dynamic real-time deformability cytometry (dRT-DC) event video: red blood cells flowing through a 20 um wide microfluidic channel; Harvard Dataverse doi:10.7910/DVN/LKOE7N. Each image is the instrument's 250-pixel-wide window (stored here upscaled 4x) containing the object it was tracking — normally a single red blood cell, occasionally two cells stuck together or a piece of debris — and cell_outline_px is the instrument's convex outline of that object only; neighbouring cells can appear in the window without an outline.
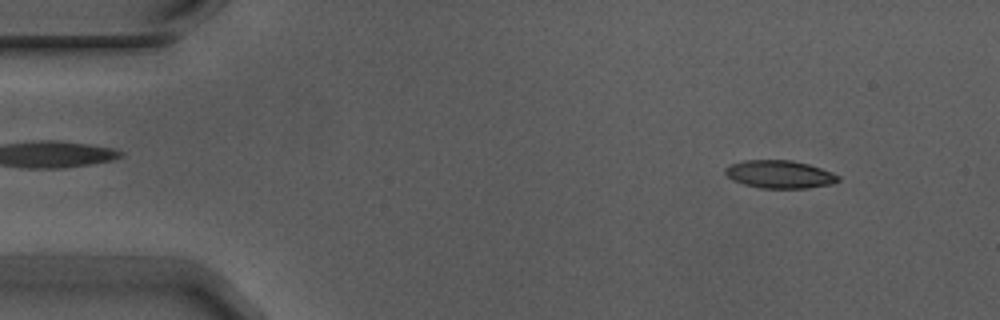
{"species": "Egyptian fruit bat (a non-hibernating species)", "species_latin": "Rousettus aegyptiacus", "temperature_condition": "warm", "stored_images_in_passage": 5, "segment_of_instrument_passage": [1, 2], "camera_frame_rate_fps": 3000, "um_per_image_px": 0.085, "animal": {"sex": "male"}, "frame": {"image": 1, "passage_image": 1, "time_ms": 0.0, "image_size_px": [1000, 320], "cell_outline_px": [[840, 180], [832, 184], [808, 188], [760, 188], [744, 184], [732, 180], [724, 172], [724, 168], [732, 164], [744, 160], [792, 160], [808, 164], [832, 172], [840, 176]], "centroid_in_image_um": [66.28, 14.82], "position_along_channel_um": 18.7, "area_um2": 18.38}}